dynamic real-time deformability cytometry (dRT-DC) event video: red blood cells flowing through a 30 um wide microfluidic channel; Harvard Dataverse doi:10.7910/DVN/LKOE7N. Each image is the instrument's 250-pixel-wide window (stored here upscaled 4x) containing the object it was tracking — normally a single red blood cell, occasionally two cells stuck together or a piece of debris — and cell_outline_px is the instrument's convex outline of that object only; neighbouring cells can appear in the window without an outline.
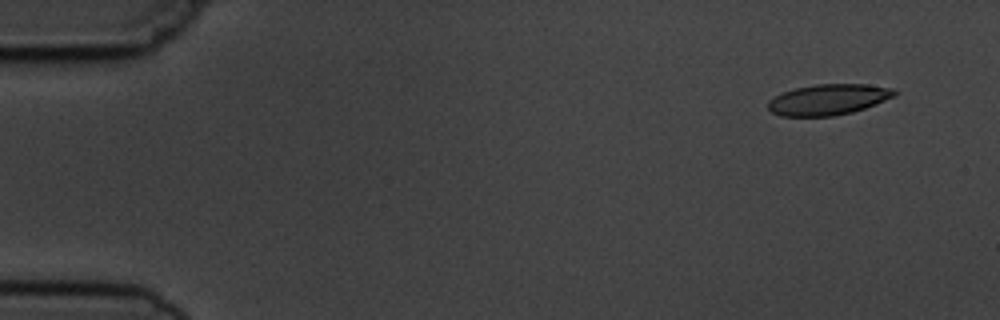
{"species": "common noctule bat (a hibernating species)", "species_latin": "Nyctalus noctula", "temperature_condition": "cold", "stored_images_in_passage": 6, "camera_frame_rate_fps": 3000, "um_per_image_px": 0.085, "animal": {"sex": "male", "body_mass_g": 19.5, "forearm_length_mm": 54.6}, "frame": {"image": 1, "passage_image": 1, "time_ms": 0.0, "image_size_px": [1000, 320], "cell_outline_px": [[896, 96], [876, 104], [852, 112], [832, 116], [780, 116], [772, 112], [768, 108], [768, 100], [784, 92], [796, 88], [816, 84], [868, 84], [892, 88], [896, 92]], "centroid_in_image_um": [70.42, 8.46], "position_along_channel_um": 14.6, "area_um2": 22.6}}
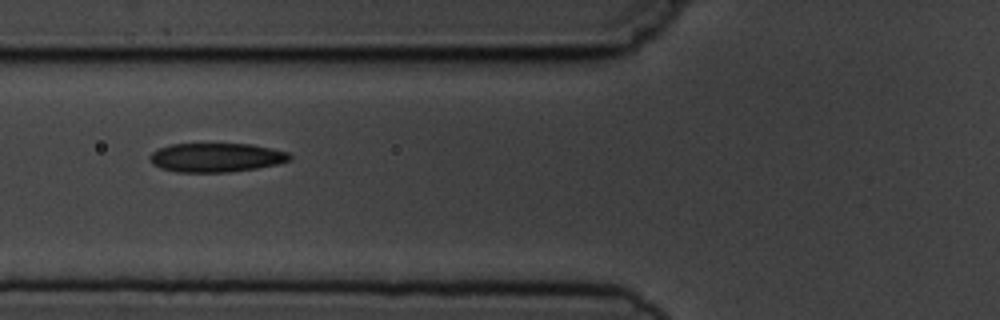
{"frame": {"image": 2, "passage_image": 5, "time_ms": 5.667, "image_size_px": [1000, 320], "cell_outline_px": [[292, 160], [276, 164], [256, 168], [228, 172], [176, 172], [160, 168], [152, 164], [148, 156], [152, 152], [160, 148], [172, 144], [252, 144], [272, 148], [288, 152], [292, 156]], "centroid_in_image_um": [18.38, 13.39], "position_along_channel_um": 107.4, "area_um2": 23.7}}
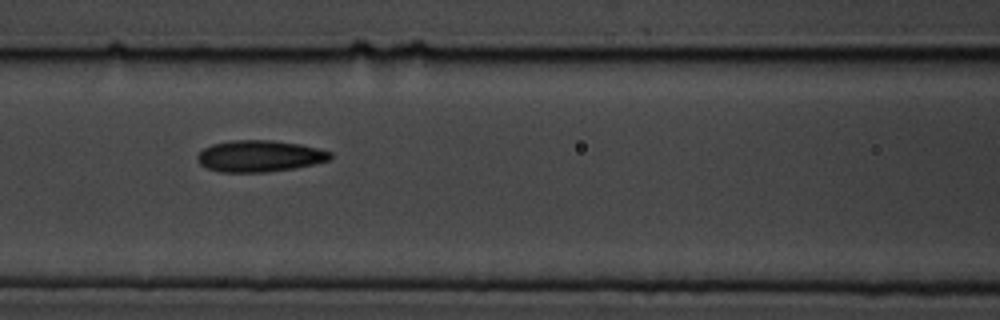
{"frame": {"image": 3, "passage_image": 6, "time_ms": 6.667, "image_size_px": [1000, 320], "cell_outline_px": [[332, 156], [328, 160], [316, 164], [296, 168], [268, 172], [220, 172], [208, 168], [200, 164], [196, 156], [204, 148], [212, 144], [232, 140], [272, 140], [300, 144], [320, 148], [332, 152]], "centroid_in_image_um": [22.1, 13.27], "position_along_channel_um": 144.5, "area_um2": 24.57}}